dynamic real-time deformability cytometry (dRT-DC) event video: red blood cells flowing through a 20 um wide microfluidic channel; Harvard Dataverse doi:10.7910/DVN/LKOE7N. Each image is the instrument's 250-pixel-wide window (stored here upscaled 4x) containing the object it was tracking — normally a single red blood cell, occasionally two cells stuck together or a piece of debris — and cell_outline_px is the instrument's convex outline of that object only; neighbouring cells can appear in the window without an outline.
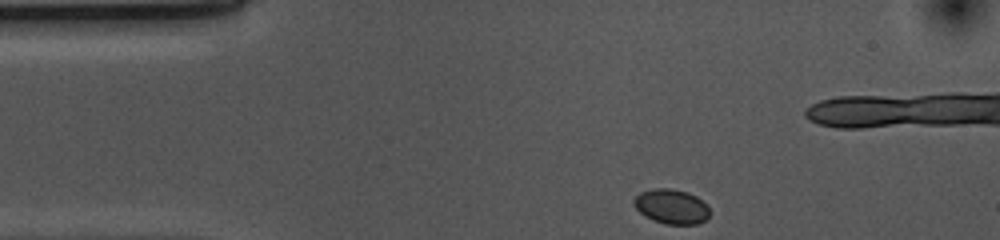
{"species": "common noctule bat (a hibernating species)", "species_latin": "Nyctalus noctula", "temperature_condition": "cold", "stored_images_in_passage": 37, "camera_frame_rate_fps": 3000, "um_per_image_px": 0.085, "animal": {"sex": "female", "body_mass_g": 10.0, "forearm_length_mm": 53.1}, "frame": {"image": 1, "passage_image": 1, "time_ms": 0.0, "image_size_px": [1000, 240], "cell_outline_px": [[708, 216], [704, 220], [696, 224], [664, 224], [652, 220], [644, 216], [632, 204], [632, 200], [640, 192], [656, 188], [672, 188], [688, 192], [696, 196], [708, 208]], "centroid_in_image_um": [57.01, 17.55], "position_along_channel_um": 28.0, "area_um2": 15.26}}
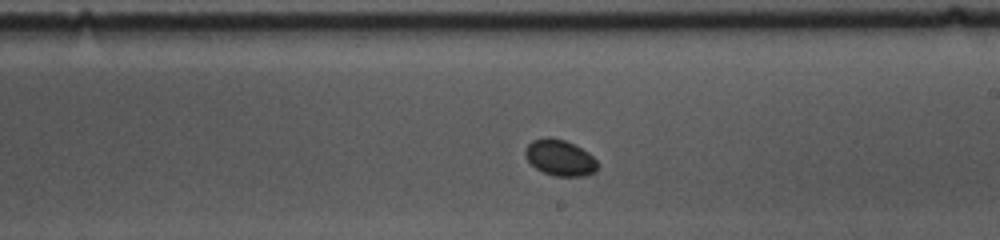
{"frame": {"image": 2, "passage_image": 22, "time_ms": 7.0, "image_size_px": [1000, 240], "cell_outline_px": [[600, 168], [596, 172], [584, 176], [552, 176], [536, 168], [524, 156], [524, 148], [532, 140], [548, 136], [564, 140], [588, 152], [600, 164]], "centroid_in_image_um": [47.6, 13.42], "position_along_channel_um": 241.4, "area_um2": 15.37}}
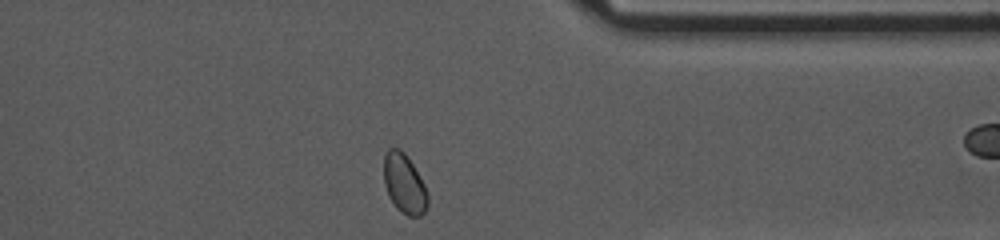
{"frame": {"image": 3, "passage_image": 34, "time_ms": 11.0, "image_size_px": [1000, 240], "cell_outline_px": [[428, 204], [424, 212], [420, 216], [408, 216], [396, 208], [388, 196], [384, 184], [384, 156], [388, 148], [400, 148], [408, 156], [424, 184], [428, 196]], "centroid_in_image_um": [34.35, 15.61], "position_along_channel_um": 377.0, "area_um2": 15.32}, "authors_computed_cell_mechanics": {"area_um2": 15.2592, "velocity_mm_per_s": 3.6601, "shape_relaxation_time_tau1_ms": 2.2645, "shape_relaxation_time_tau2_ms": null, "deformation_change_tau1": 0.0361, "deformation_change_tau2": null}}